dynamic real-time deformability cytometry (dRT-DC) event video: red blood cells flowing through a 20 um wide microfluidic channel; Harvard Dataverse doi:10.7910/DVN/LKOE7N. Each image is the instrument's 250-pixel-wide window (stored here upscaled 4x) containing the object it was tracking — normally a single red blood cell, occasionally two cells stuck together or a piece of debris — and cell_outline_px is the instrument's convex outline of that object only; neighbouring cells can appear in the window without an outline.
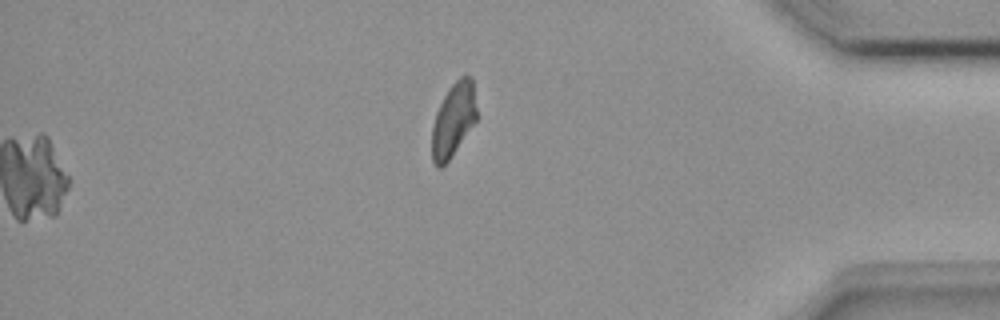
{"species": "common noctule bat (a hibernating species)", "species_latin": "Nyctalus noctula", "temperature_condition": "room temperature", "stored_images_in_passage": 41, "camera_frame_rate_fps": 3000, "um_per_image_px": 0.085, "animal": {"sex": "female", "body_mass_g": 18.4}, "frame": {"image": 1, "passage_image": 41, "time_ms": 13.333, "image_size_px": [1000, 320], "cell_outline_px": [[480, 116], [448, 160], [440, 168], [436, 168], [432, 160], [432, 128], [436, 112], [448, 88], [460, 76], [472, 76]], "centroid_in_image_um": [38.58, 10.14], "position_along_channel_um": 396.6, "area_um2": 19.59}}